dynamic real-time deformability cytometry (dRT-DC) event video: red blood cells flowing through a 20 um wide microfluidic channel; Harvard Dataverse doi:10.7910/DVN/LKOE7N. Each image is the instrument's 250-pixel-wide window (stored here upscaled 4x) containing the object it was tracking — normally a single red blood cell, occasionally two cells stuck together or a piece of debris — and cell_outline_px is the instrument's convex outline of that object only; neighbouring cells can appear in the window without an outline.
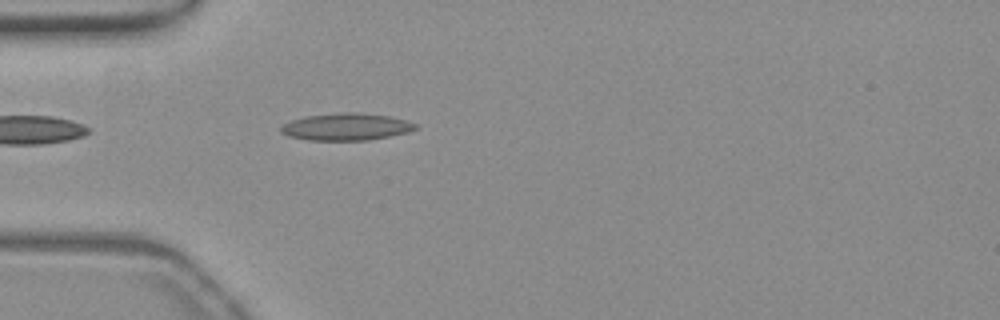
{"species": "common noctule bat (a hibernating species)", "species_latin": "Nyctalus noctula", "temperature_condition": "warm", "stored_images_in_passage": 37, "camera_frame_rate_fps": 3000, "um_per_image_px": 0.085, "animal": {"sex": "female", "body_mass_g": 19.3, "forearm_length_mm": 54.1}, "frame": {"image": 1, "passage_image": 1, "time_ms": 0.0, "image_size_px": [1000, 320], "cell_outline_px": [[420, 128], [408, 132], [368, 140], [308, 140], [288, 136], [280, 132], [280, 128], [284, 124], [292, 120], [304, 116], [344, 112], [356, 112], [388, 116], [404, 120], [416, 124]], "centroid_in_image_um": [29.41, 10.78], "position_along_channel_um": 55.6, "area_um2": 21.15}}
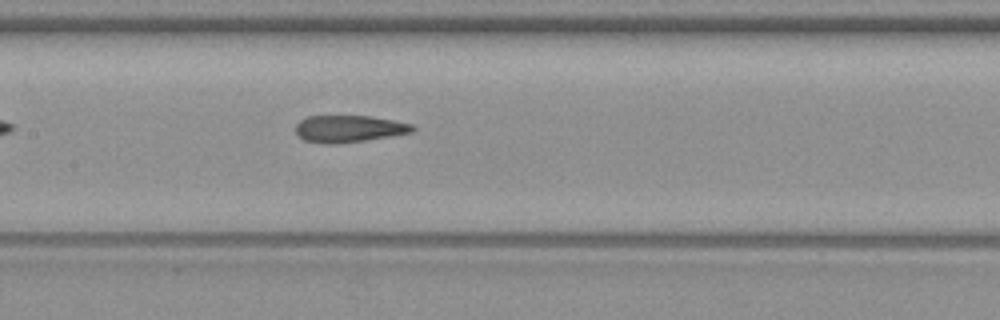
{"frame": {"image": 2, "passage_image": 11, "time_ms": 3.333, "image_size_px": [1000, 320], "cell_outline_px": [[416, 128], [412, 132], [364, 140], [336, 144], [324, 144], [304, 140], [296, 132], [296, 124], [300, 120], [308, 116], [368, 116], [392, 120], [412, 124]], "centroid_in_image_um": [29.63, 10.94], "position_along_channel_um": 177.8, "area_um2": 18.15}}
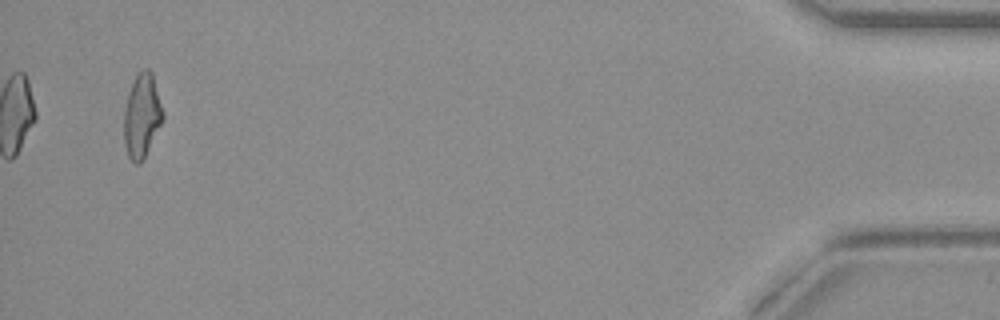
{"frame": {"image": 3, "passage_image": 37, "time_ms": 12.0, "image_size_px": [1000, 320], "cell_outline_px": [[164, 116], [144, 160], [140, 164], [136, 164], [128, 156], [124, 144], [124, 108], [128, 92], [136, 72], [144, 68], [148, 68], [152, 72], [164, 112]], "centroid_in_image_um": [12.05, 9.81], "position_along_channel_um": 423.1, "area_um2": 19.31}, "authors_computed_cell_mechanics": {"area_um2": 19.074, "velocity_mm_per_s": 3.8331, "shape_relaxation_time_tau1_ms": null, "shape_relaxation_time_tau2_ms": 2.3725, "deformation_change_tau1": null, "deformation_change_tau2": 0.1227}}